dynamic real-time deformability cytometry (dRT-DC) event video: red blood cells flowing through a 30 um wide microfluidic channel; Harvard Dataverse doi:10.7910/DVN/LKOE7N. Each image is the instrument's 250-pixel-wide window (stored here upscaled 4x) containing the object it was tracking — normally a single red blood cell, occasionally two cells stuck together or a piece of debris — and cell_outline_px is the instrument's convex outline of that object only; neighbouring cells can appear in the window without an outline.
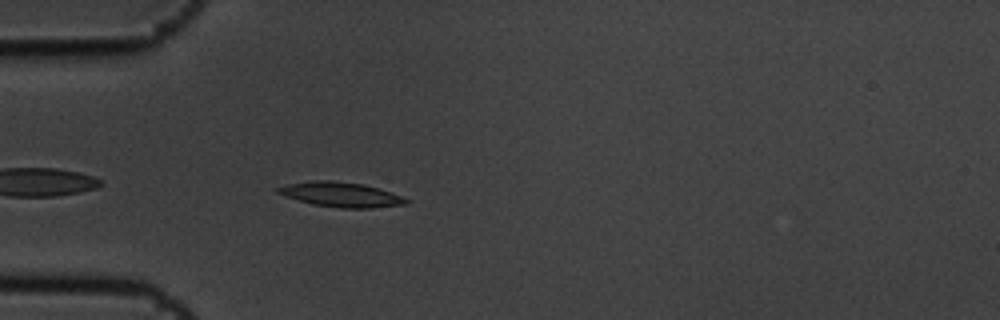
{"species": "common noctule bat (a hibernating species)", "species_latin": "Nyctalus noctula", "temperature_condition": "cold", "stored_images_in_passage": 4, "camera_frame_rate_fps": 3000, "um_per_image_px": 0.085, "animal": {"sex": "male", "body_mass_g": 19.5, "forearm_length_mm": 54.6}, "frame": {"image": 1, "passage_image": 4, "time_ms": 1.0, "image_size_px": [1000, 320], "cell_outline_px": [[408, 204], [372, 208], [340, 208], [312, 204], [276, 192], [276, 188], [288, 184], [312, 180], [332, 180], [364, 184], [392, 192], [408, 200]], "centroid_in_image_um": [29.01, 16.53], "position_along_channel_um": 56.0, "area_um2": 18.38}}